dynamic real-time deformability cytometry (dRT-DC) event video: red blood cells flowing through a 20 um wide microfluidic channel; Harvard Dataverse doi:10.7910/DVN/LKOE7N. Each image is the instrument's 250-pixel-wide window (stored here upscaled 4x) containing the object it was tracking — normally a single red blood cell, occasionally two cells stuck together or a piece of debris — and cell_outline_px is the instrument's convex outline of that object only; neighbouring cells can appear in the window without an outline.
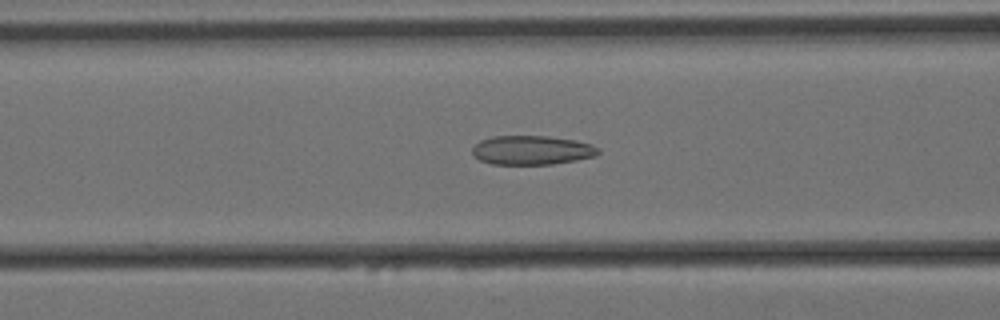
{"species": "Egyptian fruit bat (a non-hibernating species)", "species_latin": "Rousettus aegyptiacus", "temperature_condition": "cold", "stored_images_in_passage": 57, "camera_frame_rate_fps": 3000, "um_per_image_px": 0.085, "animal": {"sex": "female"}, "frame": {"image": 1, "passage_image": 21, "time_ms": 6.667, "image_size_px": [1000, 320], "cell_outline_px": [[600, 152], [596, 156], [576, 160], [552, 164], [492, 164], [480, 160], [472, 152], [472, 148], [480, 140], [492, 136], [548, 136], [576, 140], [592, 144], [600, 148]], "centroid_in_image_um": [45.24, 12.76], "position_along_channel_um": 121.4, "area_um2": 21.44}}
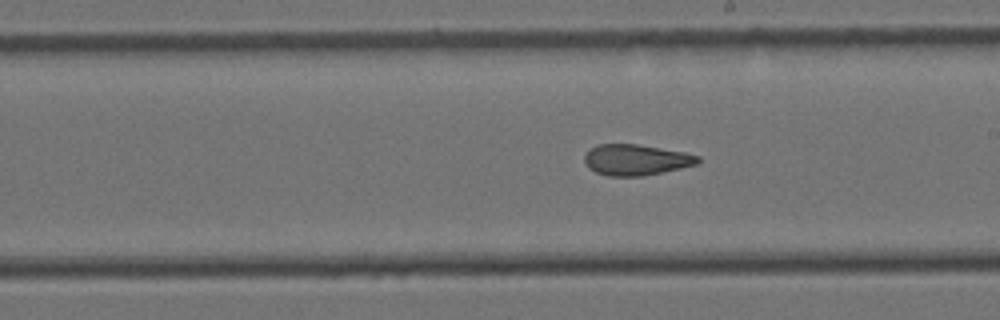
{"frame": {"image": 2, "passage_image": 31, "time_ms": 10.0, "image_size_px": [1000, 320], "cell_outline_px": [[700, 160], [696, 164], [680, 168], [640, 176], [608, 176], [596, 172], [588, 168], [584, 160], [584, 156], [596, 144], [636, 144], [684, 152], [700, 156]], "centroid_in_image_um": [54.03, 13.58], "position_along_channel_um": 235.0, "area_um2": 20.17}}
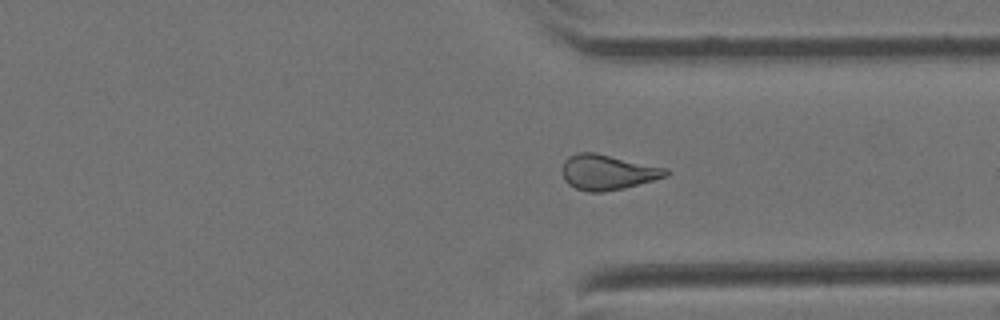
{"frame": {"image": 3, "passage_image": 42, "time_ms": 13.667, "image_size_px": [1000, 320], "cell_outline_px": [[668, 176], [624, 188], [600, 192], [588, 192], [576, 188], [568, 184], [564, 180], [564, 160], [568, 156], [576, 152], [596, 152], [668, 168]], "centroid_in_image_um": [51.66, 14.62], "position_along_channel_um": 359.7, "area_um2": 21.27}, "authors_computed_cell_mechanics": {"area_um2": 21.5016, "velocity_mm_per_s": 3.4082, "shape_relaxation_time_tau1_ms": null, "shape_relaxation_time_tau2_ms": 2.8015, "deformation_change_tau1": null, "deformation_change_tau2": 0.1086}}